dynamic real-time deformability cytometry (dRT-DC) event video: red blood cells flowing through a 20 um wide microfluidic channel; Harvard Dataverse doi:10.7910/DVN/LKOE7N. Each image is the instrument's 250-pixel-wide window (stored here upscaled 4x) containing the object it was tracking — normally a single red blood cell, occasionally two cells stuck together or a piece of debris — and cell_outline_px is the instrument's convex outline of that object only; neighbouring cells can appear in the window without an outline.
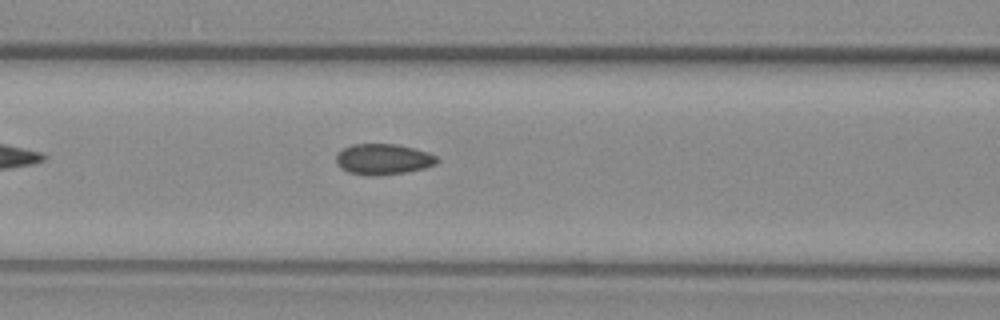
{"species": "common noctule bat (a hibernating species)", "species_latin": "Nyctalus noctula", "temperature_condition": "warm", "stored_images_in_passage": 42, "camera_frame_rate_fps": 3000, "um_per_image_px": 0.085, "animal": {"sex": "female", "body_mass_g": 29.2, "forearm_length_mm": 56.3}, "frame": {"image": 1, "passage_image": 10, "time_ms": 3.0, "image_size_px": [1000, 320], "cell_outline_px": [[440, 160], [436, 164], [424, 168], [404, 172], [376, 176], [368, 176], [348, 172], [340, 168], [336, 164], [336, 156], [344, 148], [352, 144], [396, 144], [416, 148], [428, 152], [436, 156]], "centroid_in_image_um": [32.58, 13.53], "position_along_channel_um": 134.0, "area_um2": 18.21}}
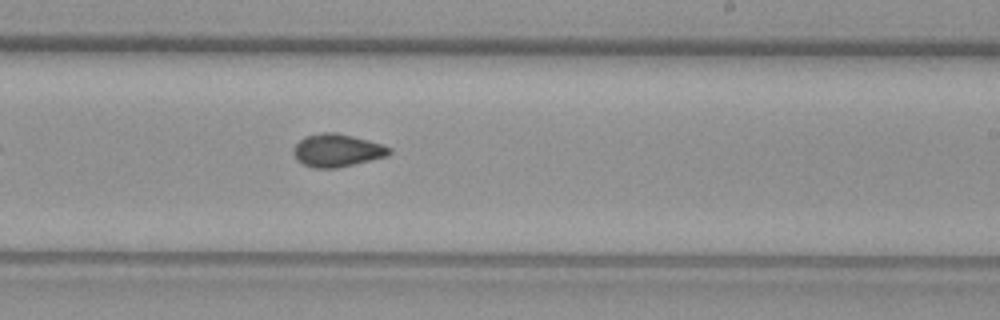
{"frame": {"image": 2, "passage_image": 20, "time_ms": 6.333, "image_size_px": [1000, 320], "cell_outline_px": [[392, 152], [388, 156], [336, 168], [312, 168], [296, 160], [292, 152], [292, 148], [304, 136], [320, 132], [336, 132], [368, 140], [392, 148]], "centroid_in_image_um": [28.62, 12.78], "position_along_channel_um": 260.4, "area_um2": 18.44}}
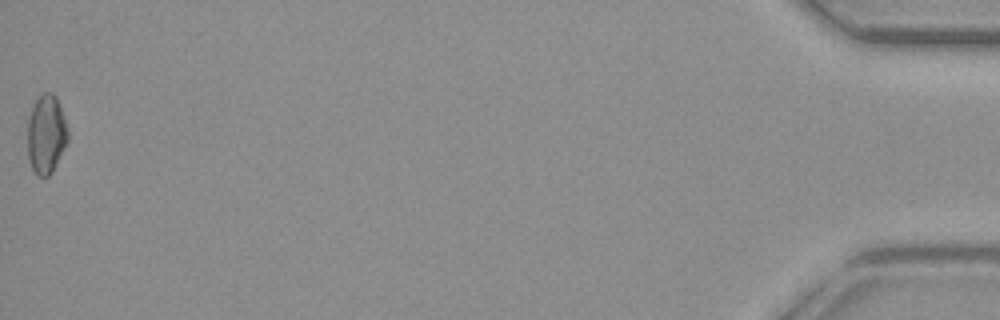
{"frame": {"image": 3, "passage_image": 42, "time_ms": 13.667, "image_size_px": [1000, 320], "cell_outline_px": [[68, 140], [52, 172], [48, 176], [36, 176], [32, 168], [28, 156], [28, 120], [32, 108], [36, 100], [44, 92], [52, 92], [56, 96], [68, 132]], "centroid_in_image_um": [3.92, 11.43], "position_along_channel_um": 431.3, "area_um2": 18.21}, "authors_computed_cell_mechanics": {"area_um2": 18.0914, "velocity_mm_per_s": 3.8004, "shape_relaxation_time_tau1_ms": null, "shape_relaxation_time_tau2_ms": 2.4501, "deformation_change_tau1": null, "deformation_change_tau2": 0.0501}}